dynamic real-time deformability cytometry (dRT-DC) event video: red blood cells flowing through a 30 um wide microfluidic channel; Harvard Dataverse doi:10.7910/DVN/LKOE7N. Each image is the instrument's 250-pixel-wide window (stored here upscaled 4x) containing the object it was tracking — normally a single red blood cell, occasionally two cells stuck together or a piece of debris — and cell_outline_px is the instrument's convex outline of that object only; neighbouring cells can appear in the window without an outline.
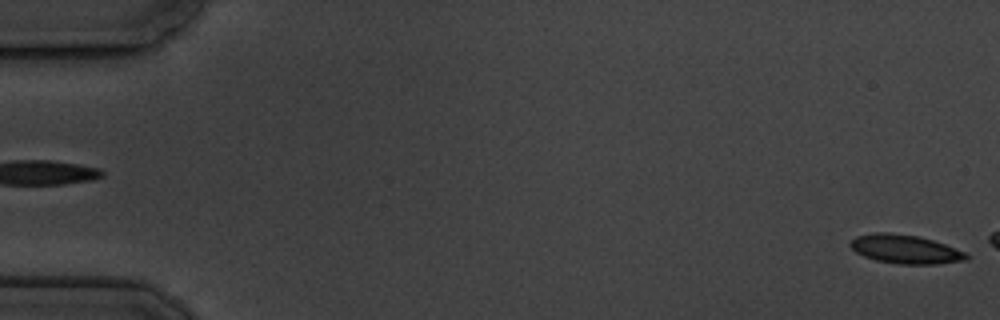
{"species": "common noctule bat (a hibernating species)", "species_latin": "Nyctalus noctula", "temperature_condition": "cold", "stored_images_in_passage": 6, "segment_of_instrument_passage": [2, 2], "camera_frame_rate_fps": 3000, "um_per_image_px": 0.085, "animal": {"sex": "male", "body_mass_g": 19.5, "forearm_length_mm": 54.6}, "frame": {"image": 1, "passage_image": 6, "time_ms": 6.667, "image_size_px": [1000, 320], "cell_outline_px": [[968, 260], [936, 264], [900, 264], [876, 260], [864, 256], [856, 252], [848, 244], [856, 236], [876, 232], [888, 232], [920, 236], [944, 244], [964, 252], [968, 256]], "centroid_in_image_um": [76.93, 21.18], "position_along_channel_um": 8.1, "area_um2": 19.36}}